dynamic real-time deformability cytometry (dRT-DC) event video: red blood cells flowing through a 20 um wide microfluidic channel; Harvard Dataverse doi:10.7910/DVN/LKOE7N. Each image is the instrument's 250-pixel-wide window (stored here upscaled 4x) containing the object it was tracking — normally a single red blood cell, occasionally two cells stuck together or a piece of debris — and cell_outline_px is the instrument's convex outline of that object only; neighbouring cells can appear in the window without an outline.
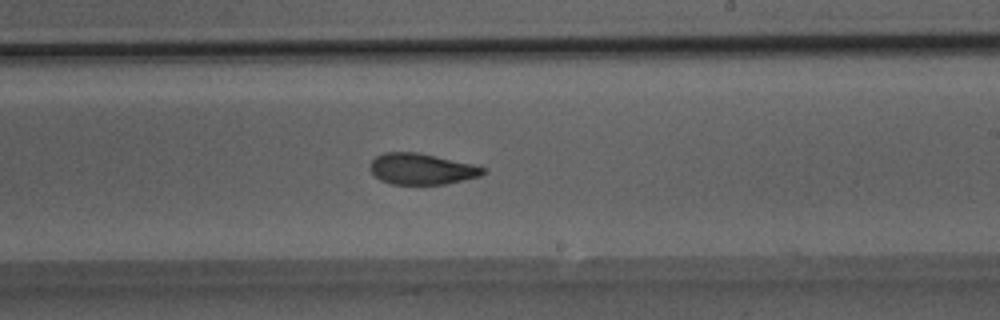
{"species": "Egyptian fruit bat (a non-hibernating species)", "species_latin": "Rousettus aegyptiacus", "temperature_condition": "room temperature", "stored_images_in_passage": 41, "camera_frame_rate_fps": 3000, "um_per_image_px": 0.085, "animal": {"sex": "male"}, "frame": {"image": 1, "passage_image": 24, "time_ms": 7.667, "image_size_px": [1000, 320], "cell_outline_px": [[488, 172], [480, 176], [448, 184], [392, 184], [380, 180], [368, 168], [368, 164], [376, 156], [384, 152], [420, 152], [472, 164], [484, 168]], "centroid_in_image_um": [35.83, 14.36], "position_along_channel_um": 253.2, "area_um2": 20.63}}
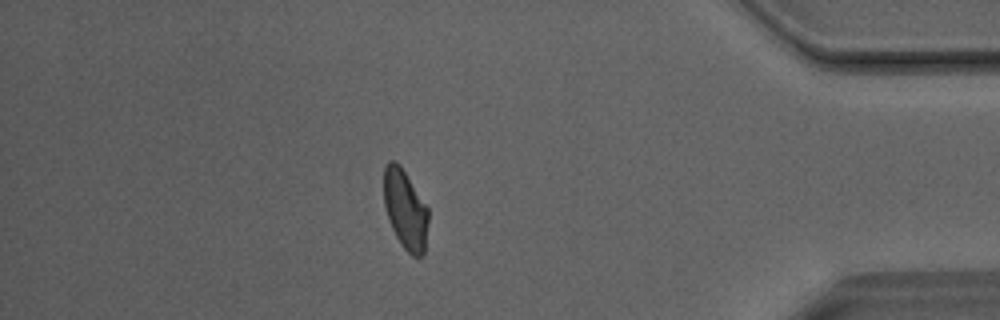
{"frame": {"image": 2, "passage_image": 35, "time_ms": 11.333, "image_size_px": [1000, 320], "cell_outline_px": [[428, 220], [424, 252], [420, 256], [412, 256], [400, 244], [388, 220], [384, 204], [384, 168], [388, 160], [396, 160], [400, 164], [428, 208]], "centroid_in_image_um": [34.43, 17.78], "position_along_channel_um": 400.8, "area_um2": 20.58}}